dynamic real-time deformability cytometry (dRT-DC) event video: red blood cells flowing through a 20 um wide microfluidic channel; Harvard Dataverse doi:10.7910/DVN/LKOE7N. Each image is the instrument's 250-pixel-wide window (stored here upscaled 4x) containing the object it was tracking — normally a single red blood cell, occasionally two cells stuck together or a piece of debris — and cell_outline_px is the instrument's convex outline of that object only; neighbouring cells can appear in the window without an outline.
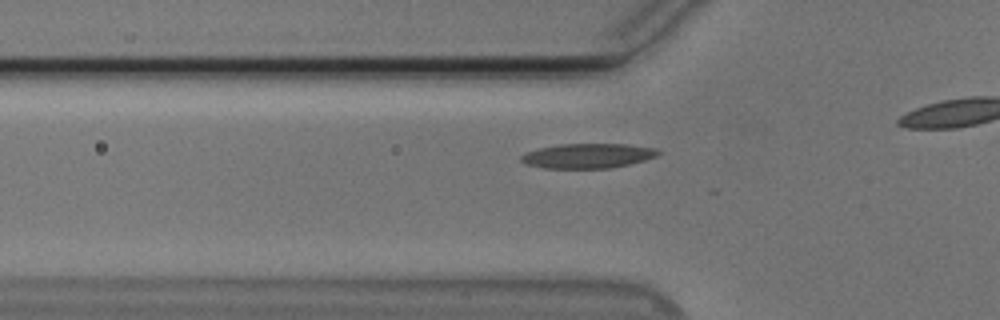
{"species": "Egyptian fruit bat (a non-hibernating species)", "species_latin": "Rousettus aegyptiacus", "temperature_condition": "cold", "stored_images_in_passage": 9, "camera_frame_rate_fps": 3000, "um_per_image_px": 0.085, "animal": {"sex": "male"}, "frame": {"image": 1, "passage_image": 3, "time_ms": 0.667, "image_size_px": [1000, 320], "cell_outline_px": [[664, 152], [656, 156], [644, 160], [628, 164], [608, 168], [544, 168], [524, 164], [520, 160], [520, 156], [524, 152], [540, 148], [560, 144], [628, 144], [656, 148]], "centroid_in_image_um": [49.95, 13.24], "position_along_channel_um": 75.8, "area_um2": 19.83}}
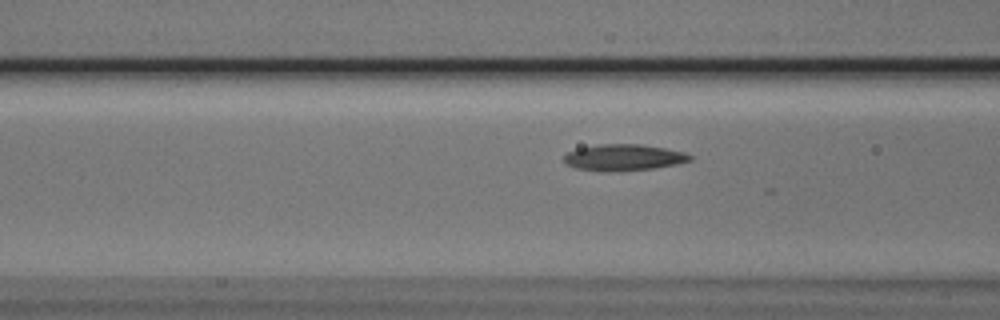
{"frame": {"image": 2, "passage_image": 6, "time_ms": 1.667, "image_size_px": [1000, 320], "cell_outline_px": [[692, 160], [676, 164], [652, 168], [576, 168], [568, 164], [564, 160], [564, 156], [568, 152], [580, 148], [596, 144], [640, 144], [664, 148], [684, 152], [692, 156]], "centroid_in_image_um": [53.07, 13.32], "position_along_channel_um": 113.5, "area_um2": 18.03}}